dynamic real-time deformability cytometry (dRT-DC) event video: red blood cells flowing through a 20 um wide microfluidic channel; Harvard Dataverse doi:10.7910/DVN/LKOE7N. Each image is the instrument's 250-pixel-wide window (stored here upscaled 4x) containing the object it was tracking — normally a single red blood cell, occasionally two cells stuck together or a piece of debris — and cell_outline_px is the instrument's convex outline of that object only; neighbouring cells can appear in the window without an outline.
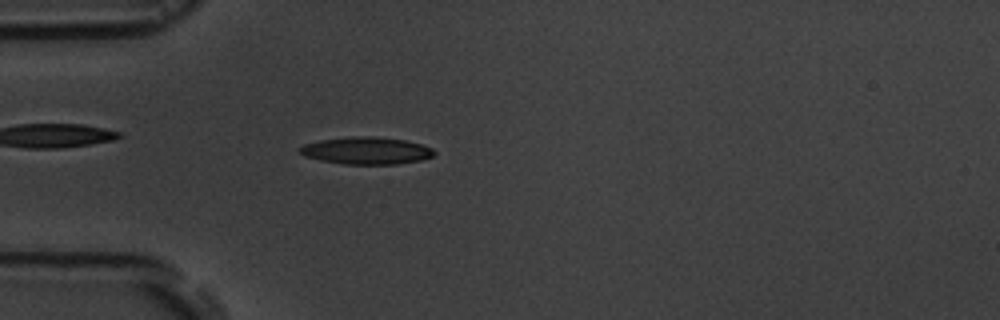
{"species": "common noctule bat (a hibernating species)", "species_latin": "Nyctalus noctula", "temperature_condition": "room temperature", "stored_images_in_passage": 4, "camera_frame_rate_fps": 3000, "um_per_image_px": 0.085, "animal": {"sex": "male", "body_mass_g": 19.5, "forearm_length_mm": 54.6}, "frame": {"image": 1, "passage_image": 4, "time_ms": 3.333, "image_size_px": [1000, 320], "cell_outline_px": [[436, 152], [432, 156], [420, 160], [396, 164], [344, 164], [320, 160], [304, 156], [300, 152], [300, 148], [304, 144], [320, 140], [352, 136], [372, 136], [404, 140], [420, 144], [432, 148]], "centroid_in_image_um": [31.13, 12.8], "position_along_channel_um": 53.9, "area_um2": 21.15}}